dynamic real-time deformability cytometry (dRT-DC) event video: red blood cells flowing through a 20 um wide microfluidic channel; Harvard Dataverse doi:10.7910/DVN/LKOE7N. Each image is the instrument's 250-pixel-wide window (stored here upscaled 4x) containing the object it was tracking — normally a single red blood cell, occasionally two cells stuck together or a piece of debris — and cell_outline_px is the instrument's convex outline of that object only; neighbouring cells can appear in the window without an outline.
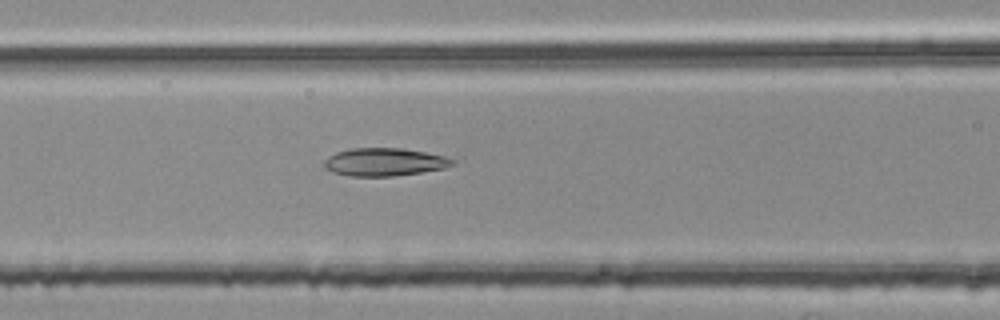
{"species": "common noctule bat (a hibernating species)", "species_latin": "Nyctalus noctula", "temperature_condition": "room temperature", "stored_images_in_passage": 32, "camera_frame_rate_fps": 3000, "um_per_image_px": 0.085, "animal": {"sex": "female", "body_mass_g": 25.1}, "frame": {"image": 1, "passage_image": 6, "time_ms": 1.667, "image_size_px": [1000, 320], "cell_outline_px": [[456, 160], [452, 164], [444, 168], [420, 172], [392, 176], [348, 176], [332, 172], [324, 168], [324, 160], [328, 156], [336, 152], [352, 148], [400, 148], [424, 152], [444, 156]], "centroid_in_image_um": [32.62, 13.77], "position_along_channel_um": 134.0, "area_um2": 20.75}}
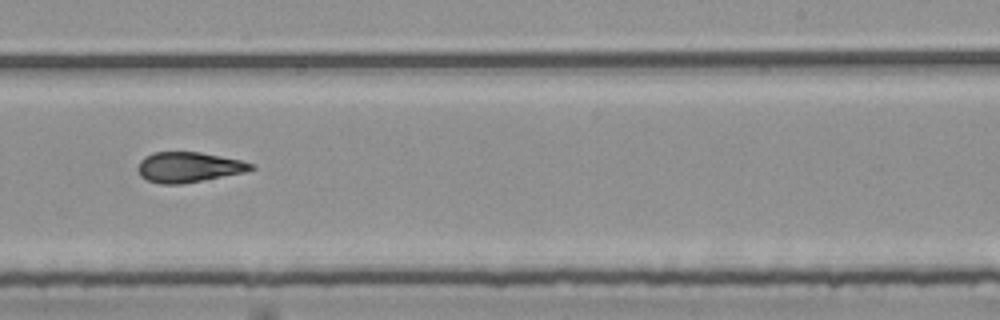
{"frame": {"image": 2, "passage_image": 17, "time_ms": 5.333, "image_size_px": [1000, 320], "cell_outline_px": [[256, 168], [244, 172], [180, 184], [160, 184], [148, 180], [140, 176], [140, 160], [144, 156], [152, 152], [200, 152], [240, 160], [252, 164]], "centroid_in_image_um": [16.02, 14.2], "position_along_channel_um": 273.0, "area_um2": 19.59}}
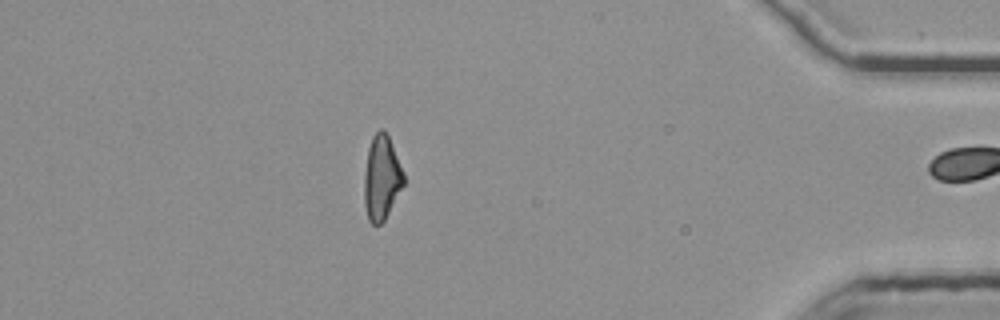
{"frame": {"image": 3, "passage_image": 31, "time_ms": 10.0, "image_size_px": [1000, 320], "cell_outline_px": [[404, 184], [384, 220], [380, 224], [372, 224], [368, 220], [364, 204], [364, 176], [368, 148], [372, 136], [380, 128], [384, 128], [388, 136], [404, 172]], "centroid_in_image_um": [32.42, 15.1], "position_along_channel_um": 402.8, "area_um2": 19.36}, "authors_computed_cell_mechanics": {"area_um2": 20.0277, "velocity_mm_per_s": 3.7982, "shape_relaxation_time_tau1_ms": null, "shape_relaxation_time_tau2_ms": 2.3208, "deformation_change_tau1": null, "deformation_change_tau2": 0.1207}}